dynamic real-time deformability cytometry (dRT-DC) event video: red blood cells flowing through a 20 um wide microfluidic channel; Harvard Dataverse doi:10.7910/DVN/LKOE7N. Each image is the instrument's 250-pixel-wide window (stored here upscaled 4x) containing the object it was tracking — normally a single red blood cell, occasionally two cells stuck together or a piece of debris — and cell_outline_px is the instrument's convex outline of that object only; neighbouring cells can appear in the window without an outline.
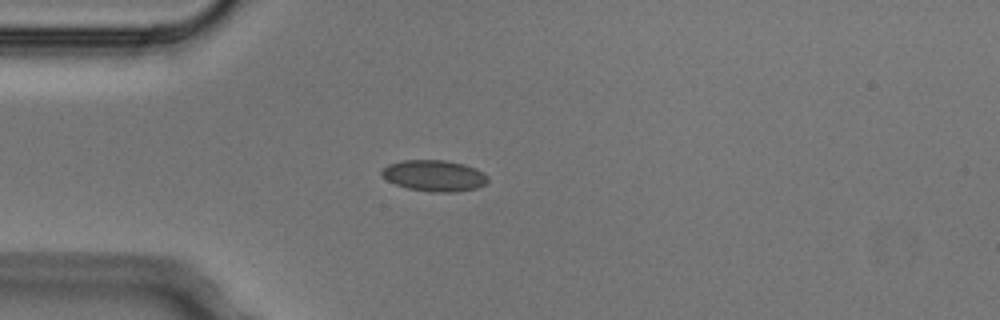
{"species": "Egyptian fruit bat (a non-hibernating species)", "species_latin": "Rousettus aegyptiacus", "temperature_condition": "cold", "stored_images_in_passage": 3, "camera_frame_rate_fps": 3000, "um_per_image_px": 0.085, "animal": {"sex": "male"}, "frame": {"image": 1, "passage_image": 2, "time_ms": 0.333, "image_size_px": [1000, 320], "cell_outline_px": [[488, 180], [484, 184], [476, 188], [456, 192], [432, 192], [408, 188], [396, 184], [388, 180], [380, 172], [388, 164], [404, 160], [444, 160], [464, 164], [476, 168], [484, 172], [488, 176]], "centroid_in_image_um": [36.94, 14.93], "position_along_channel_um": 48.1, "area_um2": 19.19}}